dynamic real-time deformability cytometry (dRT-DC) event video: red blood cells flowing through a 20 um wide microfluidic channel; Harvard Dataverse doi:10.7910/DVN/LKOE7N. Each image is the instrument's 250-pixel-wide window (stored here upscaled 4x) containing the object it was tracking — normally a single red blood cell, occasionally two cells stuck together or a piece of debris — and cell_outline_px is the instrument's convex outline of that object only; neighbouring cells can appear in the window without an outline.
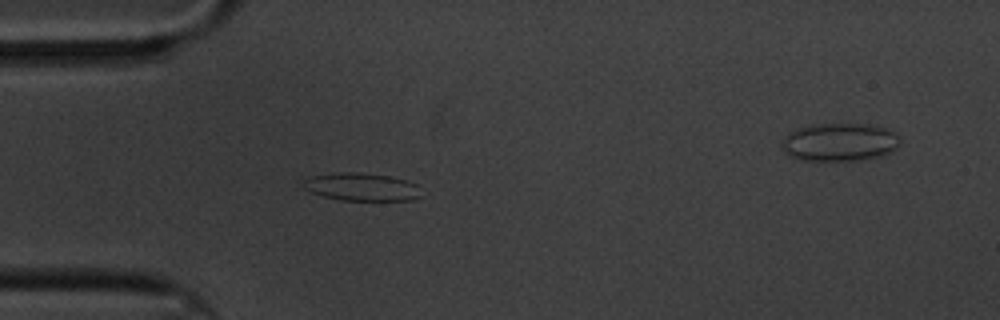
{"species": "common noctule bat (a hibernating species)", "species_latin": "Nyctalus noctula", "temperature_condition": "cold", "stored_images_in_passage": 47, "segment_of_instrument_passage": [1, 2], "camera_frame_rate_fps": 3000, "um_per_image_px": 0.085, "animal": {"sex": "male", "body_mass_g": 20.1, "forearm_length_mm": 53.5}, "frame": {"image": 1, "passage_image": 3, "time_ms": 0.667, "image_size_px": [1000, 320], "cell_outline_px": [[420, 196], [412, 200], [340, 200], [324, 196], [312, 192], [304, 188], [300, 184], [308, 176], [340, 172], [360, 172], [388, 176], [408, 180], [416, 184]], "centroid_in_image_um": [30.69, 15.87], "position_along_channel_um": 54.3, "area_um2": 19.13}}
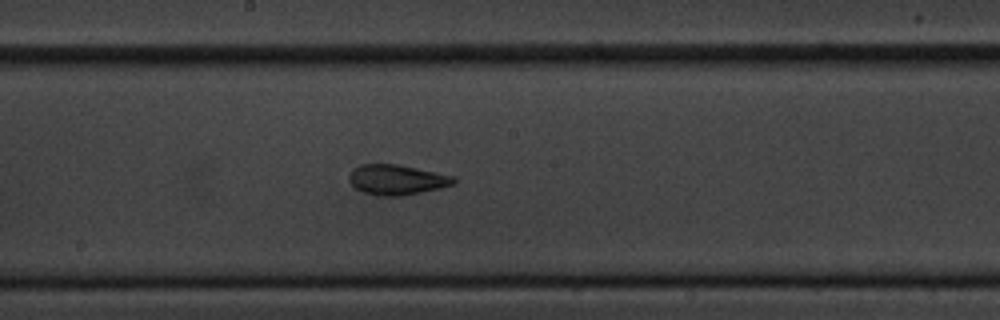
{"frame": {"image": 2, "passage_image": 18, "time_ms": 5.667, "image_size_px": [1000, 320], "cell_outline_px": [[456, 184], [440, 188], [404, 196], [376, 196], [364, 192], [356, 188], [348, 180], [348, 176], [352, 168], [360, 164], [396, 164], [456, 176]], "centroid_in_image_um": [33.73, 15.28], "position_along_channel_um": 214.5, "area_um2": 18.61}}
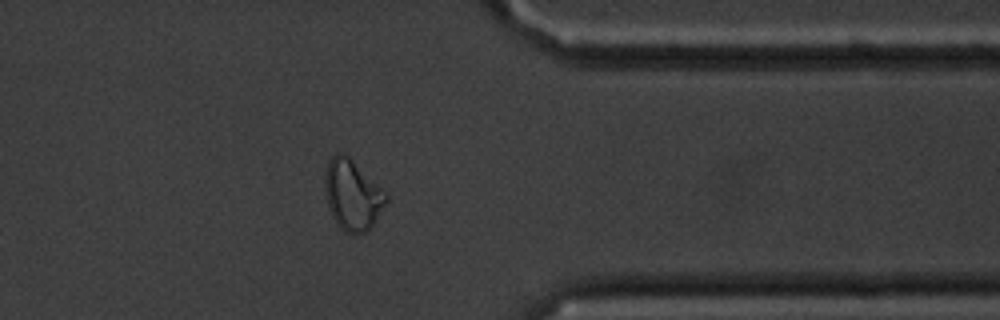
{"frame": {"image": 3, "passage_image": 34, "time_ms": 11.0, "image_size_px": [1000, 320], "cell_outline_px": [[388, 200], [372, 224], [364, 232], [356, 236], [344, 232], [336, 224], [332, 216], [328, 204], [324, 188], [324, 176], [328, 160], [336, 152], [344, 152], [388, 192]], "centroid_in_image_um": [29.95, 16.55], "position_along_channel_um": 381.5, "area_um2": 25.43}}